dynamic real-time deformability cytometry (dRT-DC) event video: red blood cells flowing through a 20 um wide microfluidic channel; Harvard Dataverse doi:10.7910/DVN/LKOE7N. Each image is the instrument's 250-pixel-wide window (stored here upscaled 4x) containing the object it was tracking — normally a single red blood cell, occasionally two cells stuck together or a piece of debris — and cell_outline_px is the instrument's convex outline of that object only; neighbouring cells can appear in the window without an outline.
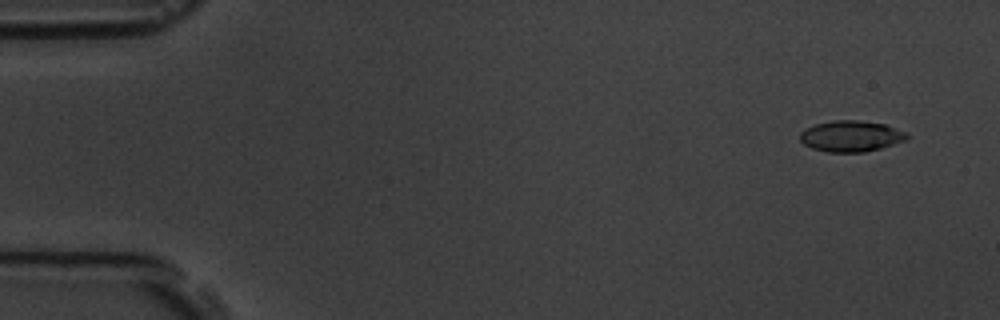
{"species": "common noctule bat (a hibernating species)", "species_latin": "Nyctalus noctula", "temperature_condition": "room temperature", "stored_images_in_passage": 4, "camera_frame_rate_fps": 3000, "um_per_image_px": 0.085, "animal": {"sex": "male", "body_mass_g": 19.5, "forearm_length_mm": 54.6}, "frame": {"image": 1, "passage_image": 1, "time_ms": 0.0, "image_size_px": [1000, 320], "cell_outline_px": [[908, 140], [880, 148], [864, 152], [828, 152], [812, 148], [804, 144], [800, 140], [800, 132], [816, 124], [832, 120], [860, 120], [884, 124], [904, 132], [908, 136]], "centroid_in_image_um": [72.33, 11.57], "position_along_channel_um": 12.7, "area_um2": 19.19}}
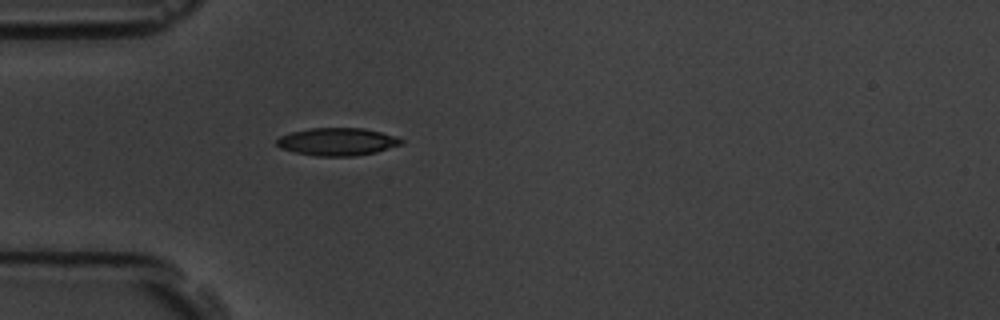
{"frame": {"image": 2, "passage_image": 4, "time_ms": 4.333, "image_size_px": [1000, 320], "cell_outline_px": [[404, 144], [376, 152], [352, 156], [316, 156], [296, 152], [280, 148], [276, 144], [276, 140], [280, 136], [292, 132], [312, 128], [364, 128], [396, 136], [404, 140]], "centroid_in_image_um": [28.7, 12.04], "position_along_channel_um": 56.3, "area_um2": 20.06}}